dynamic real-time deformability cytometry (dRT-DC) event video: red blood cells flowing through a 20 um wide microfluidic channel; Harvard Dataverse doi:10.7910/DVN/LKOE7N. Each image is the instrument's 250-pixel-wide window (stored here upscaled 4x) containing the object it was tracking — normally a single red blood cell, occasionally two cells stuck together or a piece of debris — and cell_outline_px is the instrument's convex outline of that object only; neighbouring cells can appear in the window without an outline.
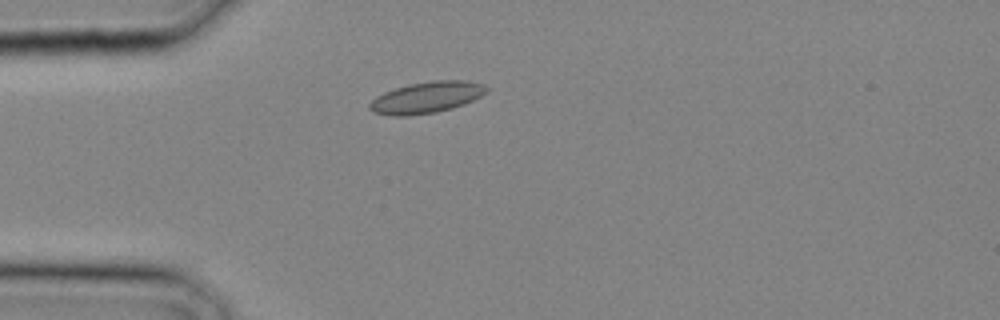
{"species": "common noctule bat (a hibernating species)", "species_latin": "Nyctalus noctula", "temperature_condition": "cold", "stored_images_in_passage": 4, "camera_frame_rate_fps": 3000, "um_per_image_px": 0.085, "animal": {"sex": "male", "body_mass_g": 20.4}, "frame": {"image": 1, "passage_image": 1, "time_ms": 0.0, "image_size_px": [1000, 320], "cell_outline_px": [[488, 92], [464, 104], [452, 108], [436, 112], [408, 116], [392, 116], [372, 112], [368, 108], [368, 104], [376, 96], [384, 92], [396, 88], [412, 84], [432, 80], [464, 80], [484, 84], [488, 88]], "centroid_in_image_um": [36.24, 8.29], "position_along_channel_um": 48.8, "area_um2": 21.39}}
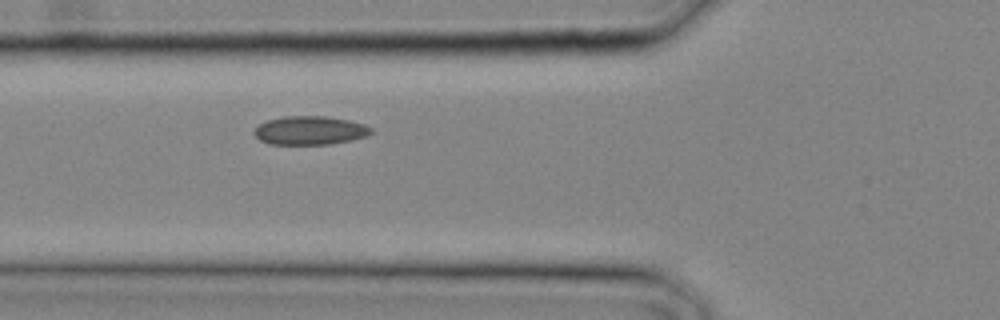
{"frame": {"image": 2, "passage_image": 4, "time_ms": 1.0, "image_size_px": [1000, 320], "cell_outline_px": [[372, 132], [368, 136], [352, 140], [328, 144], [268, 144], [260, 140], [252, 132], [260, 124], [268, 120], [284, 116], [324, 116], [348, 120], [364, 124], [372, 128]], "centroid_in_image_um": [26.35, 11.09], "position_along_channel_um": 99.4, "area_um2": 19.48}}